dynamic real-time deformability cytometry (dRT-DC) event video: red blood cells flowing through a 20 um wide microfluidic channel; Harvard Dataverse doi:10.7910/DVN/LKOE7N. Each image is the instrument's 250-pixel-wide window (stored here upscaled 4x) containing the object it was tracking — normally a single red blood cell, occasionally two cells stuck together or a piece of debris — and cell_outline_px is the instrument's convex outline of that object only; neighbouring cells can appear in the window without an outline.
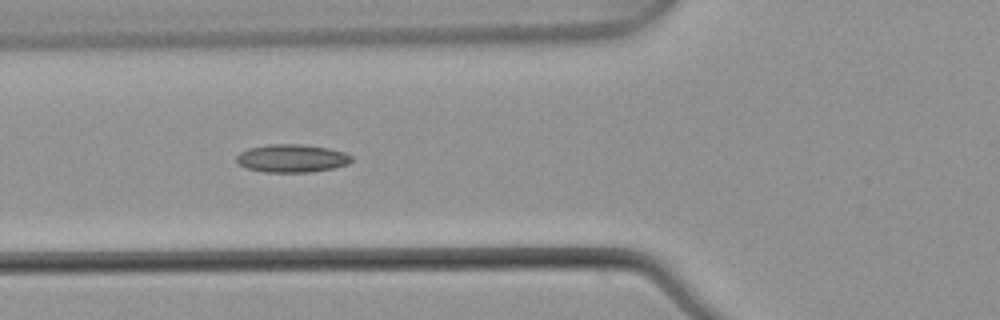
{"species": "common noctule bat (a hibernating species)", "species_latin": "Nyctalus noctula", "temperature_condition": "warm", "stored_images_in_passage": 4, "camera_frame_rate_fps": 3000, "um_per_image_px": 0.085, "animal": {"sex": "male", "body_mass_g": 21.5, "forearm_length_mm": 52.0}, "frame": {"image": 1, "passage_image": 3, "time_ms": 0.667, "image_size_px": [1000, 320], "cell_outline_px": [[352, 160], [348, 164], [332, 168], [312, 172], [264, 172], [244, 168], [236, 160], [236, 156], [240, 152], [248, 148], [268, 144], [300, 144], [328, 148], [344, 152], [352, 156]], "centroid_in_image_um": [24.78, 13.46], "position_along_channel_um": 101.0, "area_um2": 18.84}}
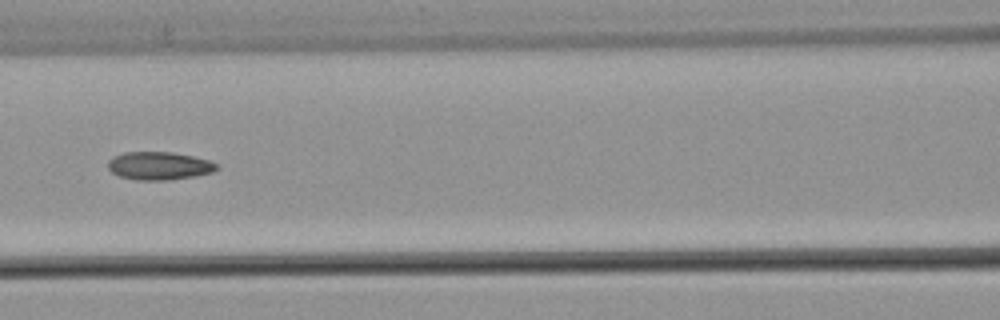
{"frame": {"image": 2, "passage_image": 4, "time_ms": 1.0, "image_size_px": [1000, 320], "cell_outline_px": [[220, 168], [212, 172], [196, 176], [168, 180], [136, 180], [120, 176], [112, 172], [108, 168], [108, 160], [112, 156], [124, 152], [172, 152], [192, 156], [208, 160], [220, 164]], "centroid_in_image_um": [13.54, 14.09], "position_along_channel_um": 153.1, "area_um2": 17.92}}